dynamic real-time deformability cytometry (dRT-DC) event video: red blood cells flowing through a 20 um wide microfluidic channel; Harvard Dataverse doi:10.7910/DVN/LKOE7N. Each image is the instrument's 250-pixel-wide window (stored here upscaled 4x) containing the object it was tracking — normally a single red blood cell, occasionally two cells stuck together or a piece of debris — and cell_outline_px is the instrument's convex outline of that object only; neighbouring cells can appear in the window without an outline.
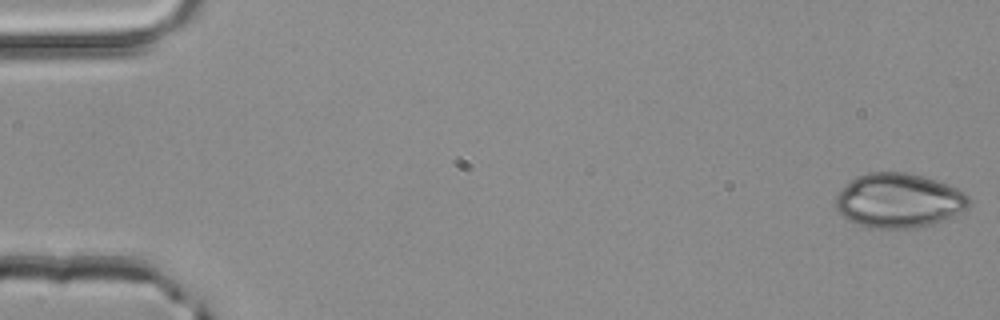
{"species": "common noctule bat (a hibernating species)", "species_latin": "Nyctalus noctula", "temperature_condition": "room temperature", "stored_images_in_passage": 3, "camera_frame_rate_fps": 3000, "um_per_image_px": 0.085, "animal": {"sex": "male", "body_mass_g": 20.4}, "frame": {"image": 1, "passage_image": 1, "time_ms": 0.0, "image_size_px": [1000, 320], "cell_outline_px": [[972, 204], [968, 208], [952, 216], [928, 224], [912, 228], [868, 228], [856, 224], [848, 220], [836, 208], [836, 196], [848, 180], [856, 176], [868, 172], [904, 172], [936, 180], [960, 188], [972, 200]], "centroid_in_image_um": [76.39, 17.03], "position_along_channel_um": 8.6, "area_um2": 42.37}}